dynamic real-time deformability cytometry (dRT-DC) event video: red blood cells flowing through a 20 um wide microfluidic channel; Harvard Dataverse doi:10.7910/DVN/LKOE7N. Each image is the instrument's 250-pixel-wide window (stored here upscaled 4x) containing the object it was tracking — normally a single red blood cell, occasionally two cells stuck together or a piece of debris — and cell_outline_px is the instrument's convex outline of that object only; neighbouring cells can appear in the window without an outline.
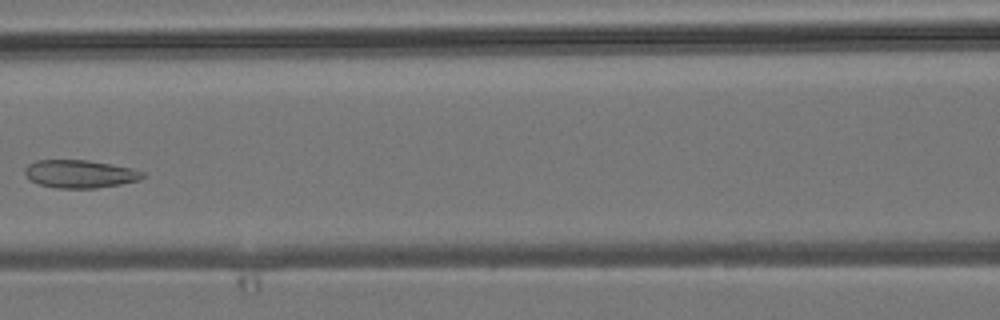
{"species": "common noctule bat (a hibernating species)", "species_latin": "Nyctalus noctula", "temperature_condition": "room temperature", "stored_images_in_passage": 7, "camera_frame_rate_fps": 3000, "um_per_image_px": 0.085, "animal": {"sex": "male", "body_mass_g": 19.2, "forearm_length_mm": 51.8}, "frame": {"image": 1, "passage_image": 6, "time_ms": 5.667, "image_size_px": [1000, 320], "cell_outline_px": [[144, 176], [140, 180], [120, 184], [96, 188], [56, 188], [40, 184], [32, 180], [24, 172], [24, 168], [28, 164], [36, 160], [88, 160], [128, 168], [144, 172]], "centroid_in_image_um": [6.77, 14.78], "position_along_channel_um": 159.8, "area_um2": 18.9}}
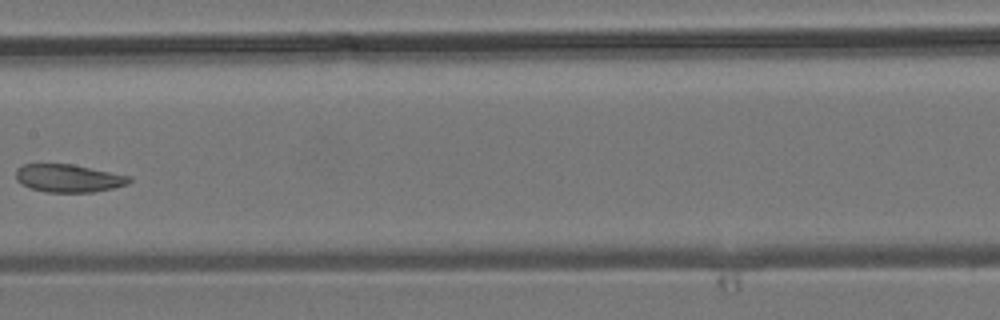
{"frame": {"image": 2, "passage_image": 7, "time_ms": 6.667, "image_size_px": [1000, 320], "cell_outline_px": [[132, 180], [128, 184], [112, 188], [92, 192], [48, 192], [32, 188], [20, 184], [16, 180], [16, 168], [24, 164], [72, 164], [132, 176]], "centroid_in_image_um": [5.83, 15.14], "position_along_channel_um": 201.6, "area_um2": 18.44}}